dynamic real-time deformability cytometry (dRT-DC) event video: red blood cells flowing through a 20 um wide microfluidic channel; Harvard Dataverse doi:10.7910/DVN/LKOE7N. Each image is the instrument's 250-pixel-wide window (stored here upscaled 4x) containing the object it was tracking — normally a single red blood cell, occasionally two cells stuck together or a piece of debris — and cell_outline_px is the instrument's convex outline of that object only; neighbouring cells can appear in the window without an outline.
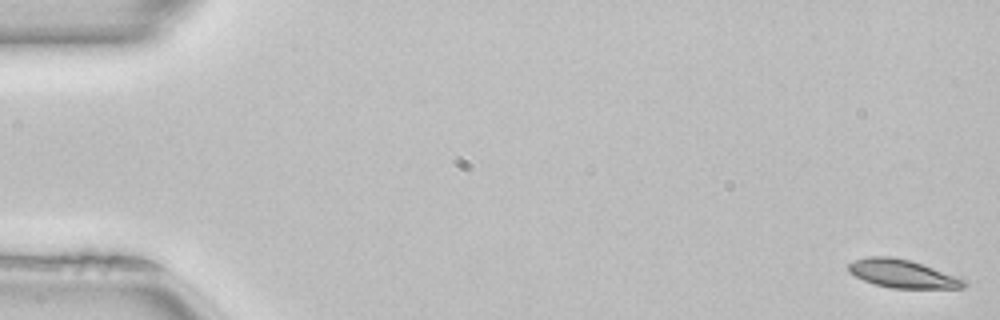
{"species": "common noctule bat (a hibernating species)", "species_latin": "Nyctalus noctula", "temperature_condition": "room temperature", "stored_images_in_passage": 13, "camera_frame_rate_fps": 3000, "um_per_image_px": 0.085, "animal": {"sex": "female", "body_mass_g": 22.7, "forearm_length_mm": 54.2}, "frame": {"image": 1, "passage_image": 1, "time_ms": 0.0, "image_size_px": [1000, 320], "cell_outline_px": [[968, 284], [964, 288], [892, 288], [876, 284], [864, 280], [856, 276], [848, 268], [848, 264], [856, 260], [868, 256], [892, 256], [908, 260], [968, 280]], "centroid_in_image_um": [76.75, 23.27], "position_along_channel_um": 8.2, "area_um2": 18.61}}